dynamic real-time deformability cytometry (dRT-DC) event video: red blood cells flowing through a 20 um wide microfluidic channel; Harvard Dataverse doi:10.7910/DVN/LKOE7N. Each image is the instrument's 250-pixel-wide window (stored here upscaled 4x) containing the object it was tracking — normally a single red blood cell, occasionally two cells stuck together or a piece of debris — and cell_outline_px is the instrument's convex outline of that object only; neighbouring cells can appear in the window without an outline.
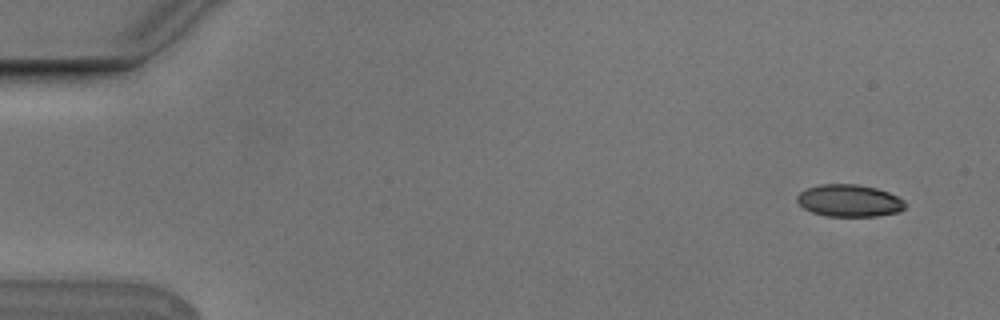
{"species": "Egyptian fruit bat (a non-hibernating species)", "species_latin": "Rousettus aegyptiacus", "temperature_condition": "cold", "stored_images_in_passage": 8, "camera_frame_rate_fps": 3000, "um_per_image_px": 0.085, "animal": {"sex": "male"}, "frame": {"image": 1, "passage_image": 1, "time_ms": 0.0, "image_size_px": [1000, 320], "cell_outline_px": [[904, 208], [900, 212], [876, 216], [824, 216], [812, 212], [804, 208], [796, 200], [796, 196], [800, 192], [808, 188], [820, 184], [856, 184], [876, 188], [888, 192], [904, 200]], "centroid_in_image_um": [72.17, 17.06], "position_along_channel_um": 12.8, "area_um2": 20.23}}
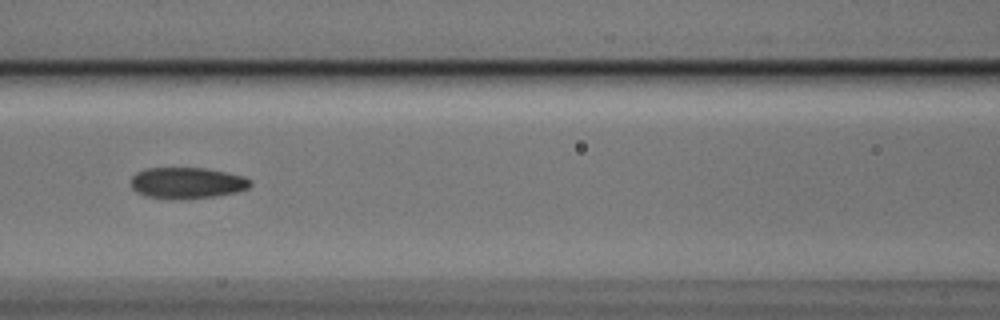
{"frame": {"image": 2, "passage_image": 7, "time_ms": 2.0, "image_size_px": [1000, 320], "cell_outline_px": [[252, 184], [248, 188], [236, 192], [212, 196], [148, 196], [136, 192], [132, 188], [132, 176], [136, 172], [148, 168], [204, 168], [244, 176], [252, 180]], "centroid_in_image_um": [15.93, 15.49], "position_along_channel_um": 150.7, "area_um2": 20.69}}
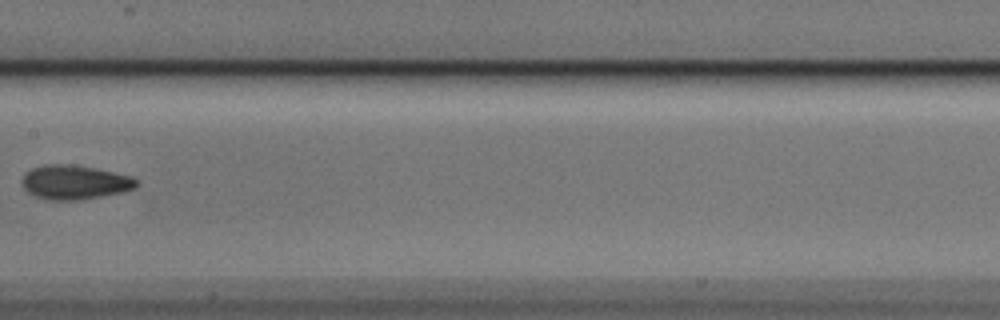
{"frame": {"image": 3, "passage_image": 8, "time_ms": 2.333, "image_size_px": [1000, 320], "cell_outline_px": [[136, 188], [124, 192], [76, 200], [52, 200], [36, 196], [28, 192], [24, 188], [20, 180], [24, 172], [32, 168], [44, 164], [68, 164], [96, 168], [132, 176], [136, 180]], "centroid_in_image_um": [6.32, 15.48], "position_along_channel_um": 201.1, "area_um2": 22.83}}